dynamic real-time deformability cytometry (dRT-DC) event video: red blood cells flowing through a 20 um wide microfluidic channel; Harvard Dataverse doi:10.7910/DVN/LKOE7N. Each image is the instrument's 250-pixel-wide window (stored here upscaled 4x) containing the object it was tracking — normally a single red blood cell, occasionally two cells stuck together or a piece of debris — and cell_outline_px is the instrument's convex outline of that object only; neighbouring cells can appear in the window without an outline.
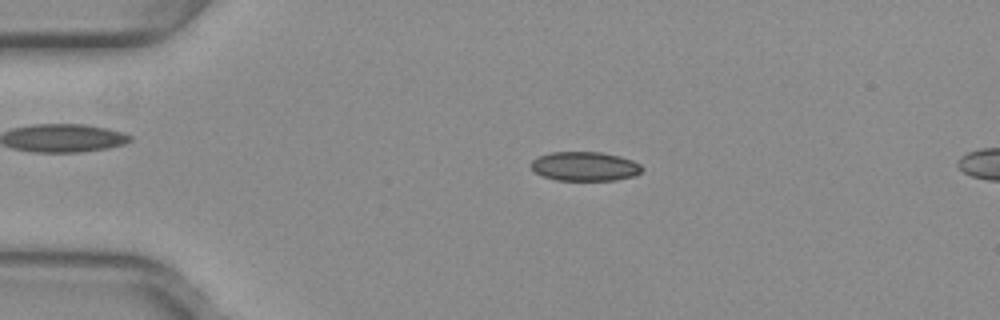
{"species": "common noctule bat (a hibernating species)", "species_latin": "Nyctalus noctula", "temperature_condition": "warm", "stored_images_in_passage": 16, "camera_frame_rate_fps": 3000, "um_per_image_px": 0.085, "animal": {"sex": "female", "body_mass_g": 29.2, "forearm_length_mm": 56.3}, "frame": {"image": 1, "passage_image": 12, "time_ms": 3.667, "image_size_px": [1000, 320], "cell_outline_px": [[644, 168], [636, 176], [616, 180], [556, 180], [544, 176], [536, 172], [532, 168], [532, 160], [540, 156], [552, 152], [600, 152], [620, 156], [632, 160], [640, 164]], "centroid_in_image_um": [49.76, 14.14], "position_along_channel_um": 35.2, "area_um2": 18.79}}